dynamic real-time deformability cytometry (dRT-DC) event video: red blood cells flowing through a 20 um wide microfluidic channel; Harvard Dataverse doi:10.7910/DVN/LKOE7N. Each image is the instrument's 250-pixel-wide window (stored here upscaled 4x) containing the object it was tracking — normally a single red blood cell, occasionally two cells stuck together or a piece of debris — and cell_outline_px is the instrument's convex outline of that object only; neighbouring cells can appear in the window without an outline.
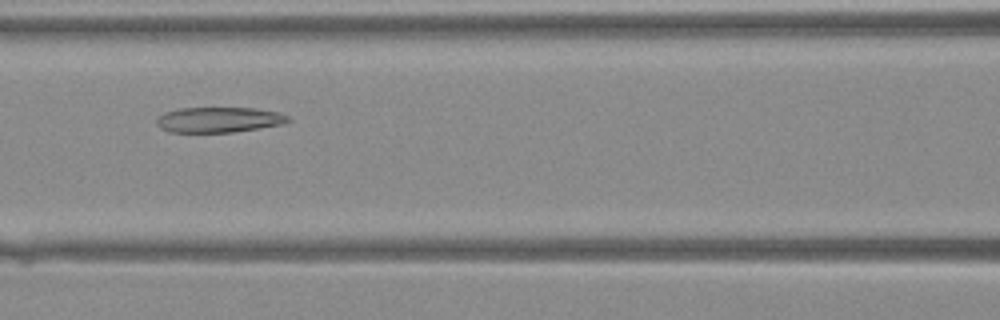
{"species": "Egyptian fruit bat (a non-hibernating species)", "species_latin": "Rousettus aegyptiacus", "temperature_condition": "warm", "stored_images_in_passage": 30, "camera_frame_rate_fps": 3000, "um_per_image_px": 0.085, "animal": {"sex": "female"}, "frame": {"image": 1, "passage_image": 7, "time_ms": 2.0, "image_size_px": [1000, 320], "cell_outline_px": [[292, 120], [284, 124], [232, 132], [168, 132], [160, 128], [156, 124], [156, 120], [164, 112], [180, 108], [256, 108], [280, 112], [288, 116]], "centroid_in_image_um": [18.62, 10.17], "position_along_channel_um": 148.0, "area_um2": 19.54}}
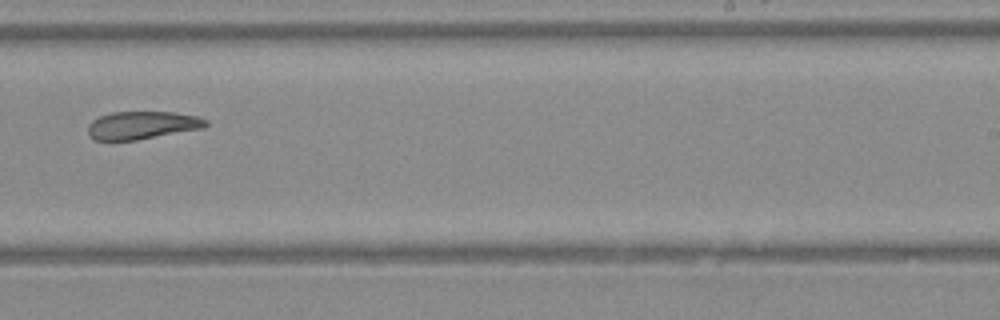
{"frame": {"image": 2, "passage_image": 15, "time_ms": 4.667, "image_size_px": [1000, 320], "cell_outline_px": [[208, 124], [204, 128], [136, 140], [92, 140], [88, 136], [88, 124], [92, 120], [100, 116], [112, 112], [176, 112], [196, 116], [208, 120]], "centroid_in_image_um": [12.07, 10.64], "position_along_channel_um": 276.9, "area_um2": 19.25}}
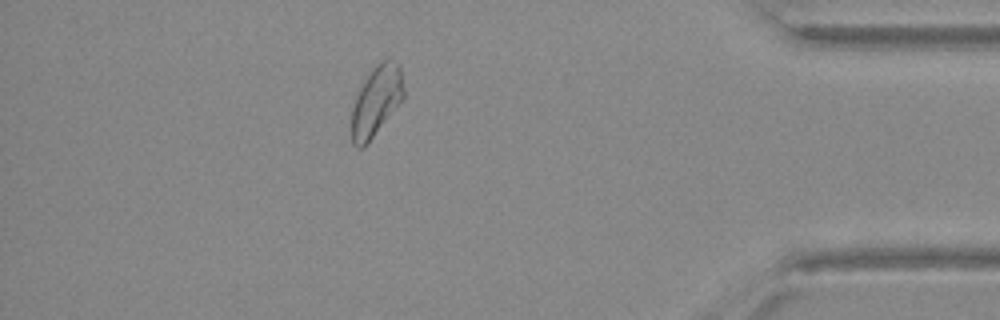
{"frame": {"image": 3, "passage_image": 25, "time_ms": 8.0, "image_size_px": [1000, 320], "cell_outline_px": [[404, 96], [364, 148], [356, 148], [352, 144], [352, 108], [356, 96], [360, 88], [372, 68], [380, 60], [388, 56], [400, 64], [404, 88]], "centroid_in_image_um": [31.99, 8.54], "position_along_channel_um": 403.2, "area_um2": 21.21}}